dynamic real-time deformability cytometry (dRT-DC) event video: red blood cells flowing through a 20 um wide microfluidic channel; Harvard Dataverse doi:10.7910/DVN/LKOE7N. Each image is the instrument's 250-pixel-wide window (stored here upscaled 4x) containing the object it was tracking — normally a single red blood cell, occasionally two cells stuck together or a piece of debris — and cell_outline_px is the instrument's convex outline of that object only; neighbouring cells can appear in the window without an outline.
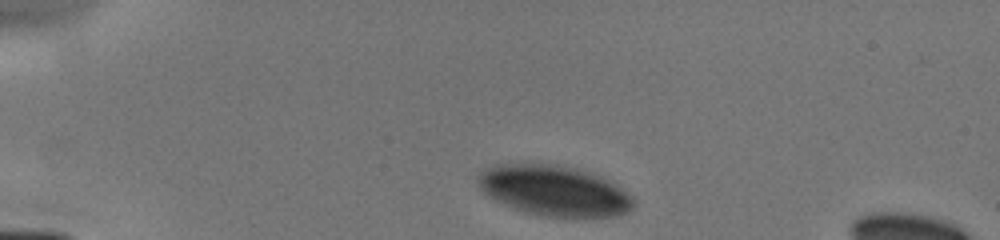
{"species": "human", "species_latin": "Homo sapiens", "temperature_condition": "cold", "stored_images_in_passage": 4, "camera_frame_rate_fps": 3000, "um_per_image_px": 0.085, "donor": {"sex": "male"}, "frame": {"image": 1, "passage_image": 1, "time_ms": 0.0, "image_size_px": [1000, 240], "cell_outline_px": [[636, 204], [628, 212], [616, 216], [544, 216], [524, 212], [512, 208], [488, 196], [476, 184], [476, 176], [480, 172], [496, 164], [556, 164], [576, 168], [604, 176], [616, 184], [632, 196], [636, 200]], "centroid_in_image_um": [47.12, 16.19], "position_along_channel_um": 37.9, "area_um2": 45.95}}
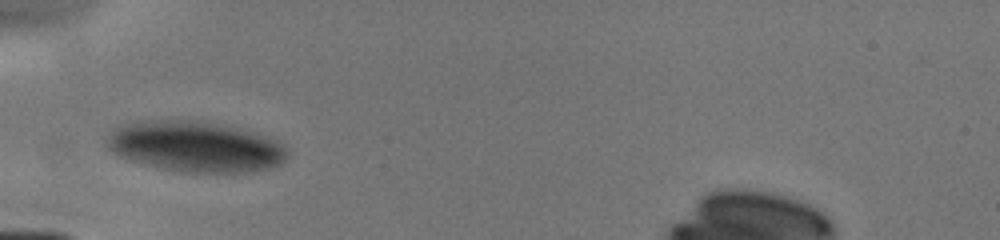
{"frame": {"image": 2, "passage_image": 3, "time_ms": 2.0, "image_size_px": [1000, 240], "cell_outline_px": [[288, 156], [280, 164], [268, 168], [248, 172], [188, 172], [140, 164], [120, 156], [112, 152], [104, 144], [104, 140], [112, 128], [140, 120], [196, 120], [220, 124], [268, 136], [280, 140], [288, 148]], "centroid_in_image_um": [16.59, 12.45], "position_along_channel_um": 68.4, "area_um2": 53.7}}